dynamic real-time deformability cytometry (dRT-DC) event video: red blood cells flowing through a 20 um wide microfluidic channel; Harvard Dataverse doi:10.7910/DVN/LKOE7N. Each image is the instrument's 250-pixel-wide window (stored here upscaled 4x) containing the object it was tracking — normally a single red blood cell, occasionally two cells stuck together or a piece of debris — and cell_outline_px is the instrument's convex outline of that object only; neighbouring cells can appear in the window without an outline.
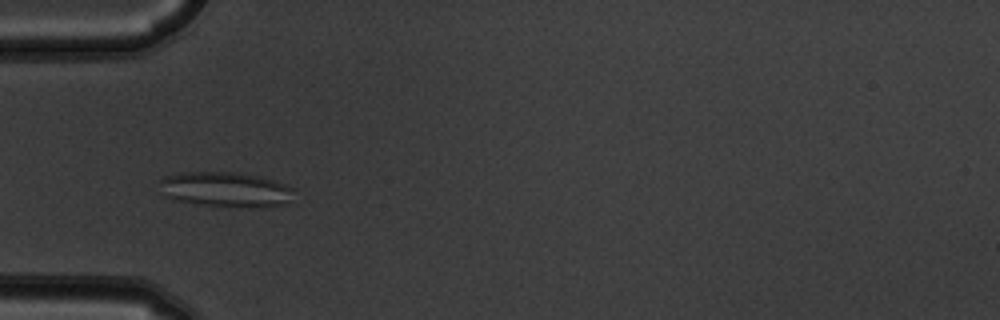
{"species": "common noctule bat (a hibernating species)", "species_latin": "Nyctalus noctula", "temperature_condition": "warm", "stored_images_in_passage": 5, "camera_frame_rate_fps": 3000, "um_per_image_px": 0.085, "animal": {"sex": "male", "body_mass_g": 19.5, "forearm_length_mm": 54.6}, "frame": {"image": 1, "passage_image": 5, "time_ms": 1.333, "image_size_px": [1000, 320], "cell_outline_px": [[292, 188], [288, 200], [284, 204], [272, 208], [260, 208], [200, 204], [176, 200], [164, 196], [160, 192], [160, 180], [164, 176], [180, 172], [236, 172], [260, 176], [284, 184]], "centroid_in_image_um": [19.13, 16.1], "position_along_channel_um": 65.9, "area_um2": 27.46}}